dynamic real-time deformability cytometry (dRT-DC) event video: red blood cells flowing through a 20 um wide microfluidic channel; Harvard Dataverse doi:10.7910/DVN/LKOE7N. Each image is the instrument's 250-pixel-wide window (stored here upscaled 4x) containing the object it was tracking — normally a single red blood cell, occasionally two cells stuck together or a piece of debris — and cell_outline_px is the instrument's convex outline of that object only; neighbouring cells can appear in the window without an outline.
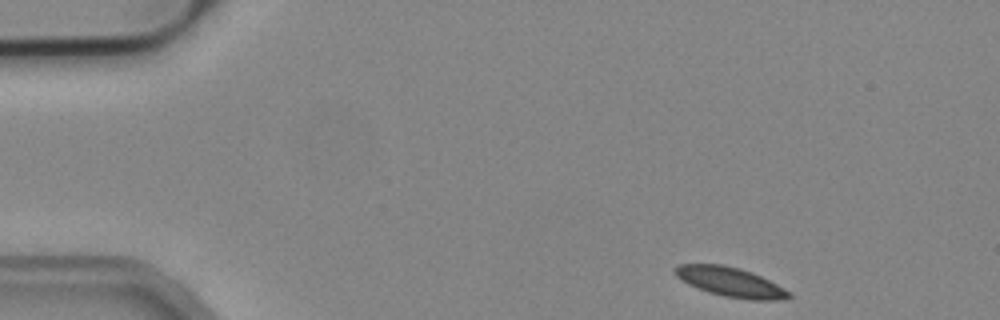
{"species": "common noctule bat (a hibernating species)", "species_latin": "Nyctalus noctula", "temperature_condition": "cold", "stored_images_in_passage": 47, "camera_frame_rate_fps": 3000, "um_per_image_px": 0.085, "animal": {"sex": "male", "body_mass_g": 19.2, "forearm_length_mm": 51.8}, "frame": {"image": 1, "passage_image": 1, "time_ms": 0.0, "image_size_px": [1000, 320], "cell_outline_px": [[792, 296], [776, 300], [752, 300], [724, 296], [708, 292], [688, 284], [676, 276], [672, 268], [680, 264], [724, 264], [740, 268], [752, 272], [792, 292]], "centroid_in_image_um": [62.07, 23.96], "position_along_channel_um": 22.9, "area_um2": 19.54}}
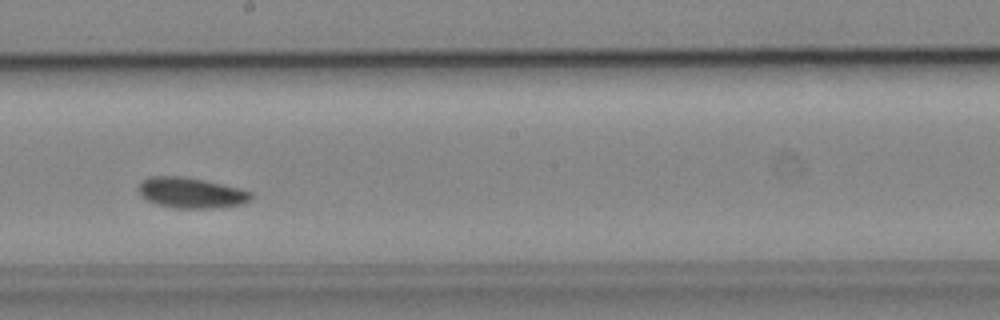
{"frame": {"image": 2, "passage_image": 24, "time_ms": 7.667, "image_size_px": [1000, 320], "cell_outline_px": [[252, 200], [240, 204], [212, 208], [176, 208], [160, 204], [148, 200], [136, 188], [148, 176], [180, 176], [204, 180], [240, 188], [252, 192]], "centroid_in_image_um": [16.27, 16.38], "position_along_channel_um": 231.9, "area_um2": 19.77}}
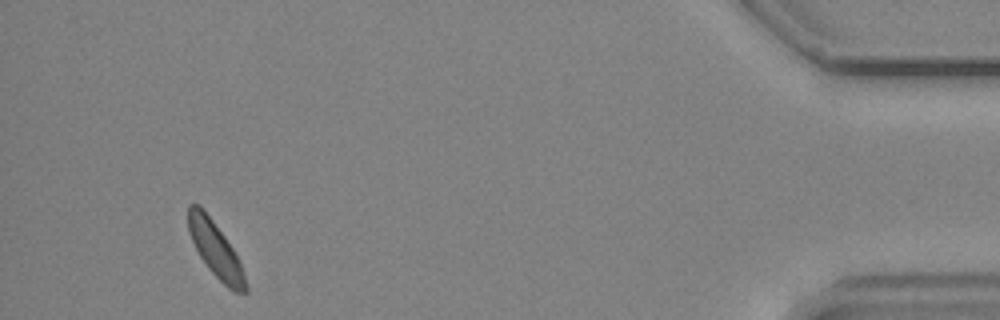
{"frame": {"image": 3, "passage_image": 44, "time_ms": 14.333, "image_size_px": [1000, 320], "cell_outline_px": [[248, 292], [236, 292], [228, 288], [208, 268], [200, 256], [188, 232], [188, 204], [200, 204], [224, 236], [232, 248], [244, 272], [248, 288]], "centroid_in_image_um": [18.31, 21.21], "position_along_channel_um": 416.9, "area_um2": 18.09}, "authors_computed_cell_mechanics": {"area_um2": 19.3052, "velocity_mm_per_s": 3.8539, "shape_relaxation_time_tau1_ms": 3.7293, "shape_relaxation_time_tau2_ms": null, "deformation_change_tau1": 0.0541, "deformation_change_tau2": null}}